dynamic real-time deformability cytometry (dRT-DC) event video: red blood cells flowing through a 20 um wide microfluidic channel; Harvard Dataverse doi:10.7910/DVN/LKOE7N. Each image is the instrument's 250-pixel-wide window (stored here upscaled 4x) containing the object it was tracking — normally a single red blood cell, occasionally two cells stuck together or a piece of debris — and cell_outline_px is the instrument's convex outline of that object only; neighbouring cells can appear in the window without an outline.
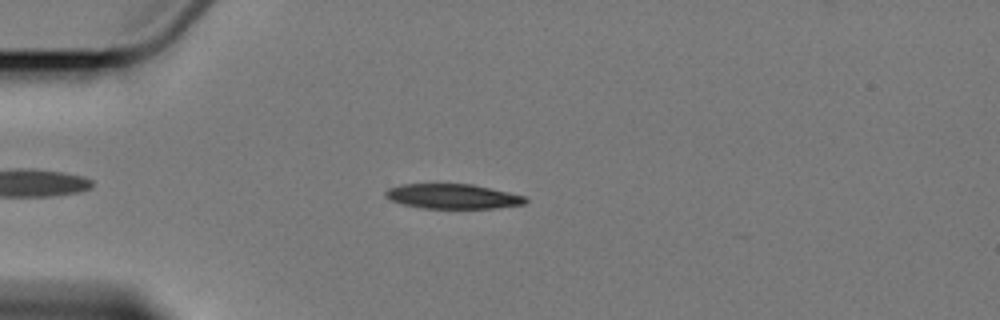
{"species": "Egyptian fruit bat (a non-hibernating species)", "species_latin": "Rousettus aegyptiacus", "temperature_condition": "cold", "stored_images_in_passage": 8, "camera_frame_rate_fps": 3000, "um_per_image_px": 0.085, "animal": {"sex": "female"}, "frame": {"image": 1, "passage_image": 5, "time_ms": 4.667, "image_size_px": [1000, 320], "cell_outline_px": [[528, 200], [524, 204], [496, 208], [424, 208], [404, 204], [392, 200], [384, 196], [384, 192], [388, 188], [400, 184], [472, 184], [508, 192], [524, 196]], "centroid_in_image_um": [38.47, 16.68], "position_along_channel_um": 46.5, "area_um2": 20.06}}
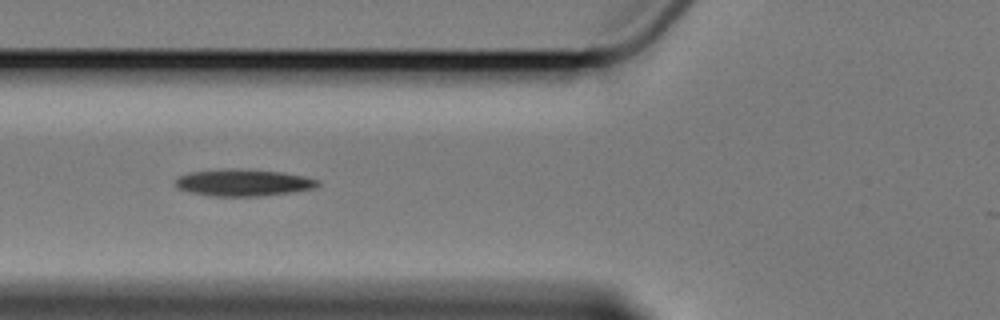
{"frame": {"image": 2, "passage_image": 7, "time_ms": 7.0, "image_size_px": [1000, 320], "cell_outline_px": [[320, 184], [316, 188], [292, 192], [260, 196], [208, 196], [188, 192], [172, 184], [180, 176], [188, 172], [232, 168], [240, 168], [280, 172], [320, 180]], "centroid_in_image_um": [20.65, 15.53], "position_along_channel_um": 105.1, "area_um2": 22.37}}
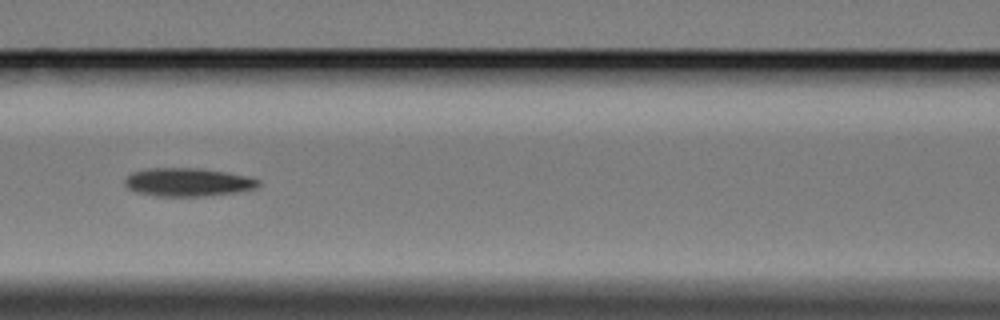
{"frame": {"image": 3, "passage_image": 8, "time_ms": 8.333, "image_size_px": [1000, 320], "cell_outline_px": [[260, 184], [256, 188], [236, 192], [204, 196], [156, 196], [136, 192], [128, 188], [124, 184], [124, 180], [132, 172], [148, 168], [196, 168], [228, 172], [248, 176], [260, 180]], "centroid_in_image_um": [15.97, 15.48], "position_along_channel_um": 150.6, "area_um2": 22.08}}